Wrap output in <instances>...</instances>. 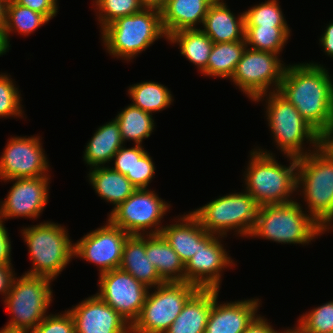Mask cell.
I'll list each match as a JSON object with an SVG mask.
<instances>
[{
  "label": "cell",
  "instance_id": "52a82bcc",
  "mask_svg": "<svg viewBox=\"0 0 333 333\" xmlns=\"http://www.w3.org/2000/svg\"><path fill=\"white\" fill-rule=\"evenodd\" d=\"M269 97V98H268ZM267 97V119L273 138L281 152L287 157H301L309 152L303 151L302 144L306 139L318 148L324 138L301 116L292 103L278 91L269 92Z\"/></svg>",
  "mask_w": 333,
  "mask_h": 333
},
{
  "label": "cell",
  "instance_id": "7dc6e473",
  "mask_svg": "<svg viewBox=\"0 0 333 333\" xmlns=\"http://www.w3.org/2000/svg\"><path fill=\"white\" fill-rule=\"evenodd\" d=\"M9 0H0V26L5 25Z\"/></svg>",
  "mask_w": 333,
  "mask_h": 333
},
{
  "label": "cell",
  "instance_id": "484cf974",
  "mask_svg": "<svg viewBox=\"0 0 333 333\" xmlns=\"http://www.w3.org/2000/svg\"><path fill=\"white\" fill-rule=\"evenodd\" d=\"M123 143L119 124L114 119L96 130L86 145L84 161L90 168L103 166L113 159L115 153L123 147Z\"/></svg>",
  "mask_w": 333,
  "mask_h": 333
},
{
  "label": "cell",
  "instance_id": "74e56055",
  "mask_svg": "<svg viewBox=\"0 0 333 333\" xmlns=\"http://www.w3.org/2000/svg\"><path fill=\"white\" fill-rule=\"evenodd\" d=\"M155 173V166L152 157L141 145H135V164L133 166V176H126L137 188H147Z\"/></svg>",
  "mask_w": 333,
  "mask_h": 333
},
{
  "label": "cell",
  "instance_id": "f1b7e54d",
  "mask_svg": "<svg viewBox=\"0 0 333 333\" xmlns=\"http://www.w3.org/2000/svg\"><path fill=\"white\" fill-rule=\"evenodd\" d=\"M246 47V41L214 43L203 75L231 79Z\"/></svg>",
  "mask_w": 333,
  "mask_h": 333
},
{
  "label": "cell",
  "instance_id": "7a4b0ae2",
  "mask_svg": "<svg viewBox=\"0 0 333 333\" xmlns=\"http://www.w3.org/2000/svg\"><path fill=\"white\" fill-rule=\"evenodd\" d=\"M308 151L297 157V188L303 186L309 215L329 230L333 221V146L323 142L313 152Z\"/></svg>",
  "mask_w": 333,
  "mask_h": 333
},
{
  "label": "cell",
  "instance_id": "2e32d148",
  "mask_svg": "<svg viewBox=\"0 0 333 333\" xmlns=\"http://www.w3.org/2000/svg\"><path fill=\"white\" fill-rule=\"evenodd\" d=\"M219 237V235L217 237L216 234L207 233L199 241L198 251L185 264V282L191 283L199 289L219 290L221 271L233 264L219 242Z\"/></svg>",
  "mask_w": 333,
  "mask_h": 333
},
{
  "label": "cell",
  "instance_id": "9c48e42d",
  "mask_svg": "<svg viewBox=\"0 0 333 333\" xmlns=\"http://www.w3.org/2000/svg\"><path fill=\"white\" fill-rule=\"evenodd\" d=\"M259 205L246 193H234L217 198L192 213L208 232L226 236L231 229L241 236H250L258 214Z\"/></svg>",
  "mask_w": 333,
  "mask_h": 333
},
{
  "label": "cell",
  "instance_id": "836d02e7",
  "mask_svg": "<svg viewBox=\"0 0 333 333\" xmlns=\"http://www.w3.org/2000/svg\"><path fill=\"white\" fill-rule=\"evenodd\" d=\"M244 16L245 26L288 27L277 0L253 6Z\"/></svg>",
  "mask_w": 333,
  "mask_h": 333
},
{
  "label": "cell",
  "instance_id": "f546056e",
  "mask_svg": "<svg viewBox=\"0 0 333 333\" xmlns=\"http://www.w3.org/2000/svg\"><path fill=\"white\" fill-rule=\"evenodd\" d=\"M115 120L118 122L123 142L133 140L141 145L144 138L150 137L154 129L152 115L130 104L122 110Z\"/></svg>",
  "mask_w": 333,
  "mask_h": 333
},
{
  "label": "cell",
  "instance_id": "ac0fdd59",
  "mask_svg": "<svg viewBox=\"0 0 333 333\" xmlns=\"http://www.w3.org/2000/svg\"><path fill=\"white\" fill-rule=\"evenodd\" d=\"M68 311L75 333H131V325L96 294Z\"/></svg>",
  "mask_w": 333,
  "mask_h": 333
},
{
  "label": "cell",
  "instance_id": "cb8c5ba5",
  "mask_svg": "<svg viewBox=\"0 0 333 333\" xmlns=\"http://www.w3.org/2000/svg\"><path fill=\"white\" fill-rule=\"evenodd\" d=\"M212 307V289H198L165 333H205Z\"/></svg>",
  "mask_w": 333,
  "mask_h": 333
},
{
  "label": "cell",
  "instance_id": "7bdbcfd3",
  "mask_svg": "<svg viewBox=\"0 0 333 333\" xmlns=\"http://www.w3.org/2000/svg\"><path fill=\"white\" fill-rule=\"evenodd\" d=\"M13 272L11 265H0V292L5 295V298L14 278Z\"/></svg>",
  "mask_w": 333,
  "mask_h": 333
},
{
  "label": "cell",
  "instance_id": "5b68a950",
  "mask_svg": "<svg viewBox=\"0 0 333 333\" xmlns=\"http://www.w3.org/2000/svg\"><path fill=\"white\" fill-rule=\"evenodd\" d=\"M167 35L161 11L144 8L133 15L120 17L102 29V39L110 55L133 59L155 40Z\"/></svg>",
  "mask_w": 333,
  "mask_h": 333
},
{
  "label": "cell",
  "instance_id": "f35d334b",
  "mask_svg": "<svg viewBox=\"0 0 333 333\" xmlns=\"http://www.w3.org/2000/svg\"><path fill=\"white\" fill-rule=\"evenodd\" d=\"M30 333H75L74 321L69 313L65 311L64 314L48 315L42 322L29 331Z\"/></svg>",
  "mask_w": 333,
  "mask_h": 333
},
{
  "label": "cell",
  "instance_id": "d6986e66",
  "mask_svg": "<svg viewBox=\"0 0 333 333\" xmlns=\"http://www.w3.org/2000/svg\"><path fill=\"white\" fill-rule=\"evenodd\" d=\"M218 289H212V307L205 333H244L258 316L259 299L218 304ZM256 315V316H255Z\"/></svg>",
  "mask_w": 333,
  "mask_h": 333
},
{
  "label": "cell",
  "instance_id": "816d5d0a",
  "mask_svg": "<svg viewBox=\"0 0 333 333\" xmlns=\"http://www.w3.org/2000/svg\"><path fill=\"white\" fill-rule=\"evenodd\" d=\"M324 142L328 145H331L333 146V136H327L325 139H324Z\"/></svg>",
  "mask_w": 333,
  "mask_h": 333
},
{
  "label": "cell",
  "instance_id": "4fadbf2b",
  "mask_svg": "<svg viewBox=\"0 0 333 333\" xmlns=\"http://www.w3.org/2000/svg\"><path fill=\"white\" fill-rule=\"evenodd\" d=\"M99 277L100 291L96 295L132 325L141 313L149 288L120 268Z\"/></svg>",
  "mask_w": 333,
  "mask_h": 333
},
{
  "label": "cell",
  "instance_id": "d6a6232c",
  "mask_svg": "<svg viewBox=\"0 0 333 333\" xmlns=\"http://www.w3.org/2000/svg\"><path fill=\"white\" fill-rule=\"evenodd\" d=\"M289 36L288 27L245 26L246 45L255 50L279 54Z\"/></svg>",
  "mask_w": 333,
  "mask_h": 333
},
{
  "label": "cell",
  "instance_id": "681fc988",
  "mask_svg": "<svg viewBox=\"0 0 333 333\" xmlns=\"http://www.w3.org/2000/svg\"><path fill=\"white\" fill-rule=\"evenodd\" d=\"M0 333H28L22 330H18V329H13V328H8V327H4L0 330Z\"/></svg>",
  "mask_w": 333,
  "mask_h": 333
},
{
  "label": "cell",
  "instance_id": "c3c4849f",
  "mask_svg": "<svg viewBox=\"0 0 333 333\" xmlns=\"http://www.w3.org/2000/svg\"><path fill=\"white\" fill-rule=\"evenodd\" d=\"M9 47L5 39L4 28L0 26V56L5 54L9 50Z\"/></svg>",
  "mask_w": 333,
  "mask_h": 333
},
{
  "label": "cell",
  "instance_id": "f5cc1de1",
  "mask_svg": "<svg viewBox=\"0 0 333 333\" xmlns=\"http://www.w3.org/2000/svg\"><path fill=\"white\" fill-rule=\"evenodd\" d=\"M328 136H333V127H332L330 133L328 134Z\"/></svg>",
  "mask_w": 333,
  "mask_h": 333
},
{
  "label": "cell",
  "instance_id": "1f68e13d",
  "mask_svg": "<svg viewBox=\"0 0 333 333\" xmlns=\"http://www.w3.org/2000/svg\"><path fill=\"white\" fill-rule=\"evenodd\" d=\"M49 20L41 13L23 7L13 0H9L7 6L4 35L9 46L10 32L16 30L19 34L29 35ZM14 28V29H13Z\"/></svg>",
  "mask_w": 333,
  "mask_h": 333
},
{
  "label": "cell",
  "instance_id": "e575fe53",
  "mask_svg": "<svg viewBox=\"0 0 333 333\" xmlns=\"http://www.w3.org/2000/svg\"><path fill=\"white\" fill-rule=\"evenodd\" d=\"M99 9V22L101 30L120 17L141 12L144 7L140 0H95Z\"/></svg>",
  "mask_w": 333,
  "mask_h": 333
},
{
  "label": "cell",
  "instance_id": "83f0119b",
  "mask_svg": "<svg viewBox=\"0 0 333 333\" xmlns=\"http://www.w3.org/2000/svg\"><path fill=\"white\" fill-rule=\"evenodd\" d=\"M167 39L179 44L180 53L197 65L201 73L206 70L214 43L200 28L176 31Z\"/></svg>",
  "mask_w": 333,
  "mask_h": 333
},
{
  "label": "cell",
  "instance_id": "603a6c76",
  "mask_svg": "<svg viewBox=\"0 0 333 333\" xmlns=\"http://www.w3.org/2000/svg\"><path fill=\"white\" fill-rule=\"evenodd\" d=\"M214 0H168L161 10L162 26L167 38L174 32L196 29L203 24L210 4Z\"/></svg>",
  "mask_w": 333,
  "mask_h": 333
},
{
  "label": "cell",
  "instance_id": "f907efd6",
  "mask_svg": "<svg viewBox=\"0 0 333 333\" xmlns=\"http://www.w3.org/2000/svg\"><path fill=\"white\" fill-rule=\"evenodd\" d=\"M281 333H304V332L299 327L296 326L295 329L294 328L293 329H288V330H286V332L283 331Z\"/></svg>",
  "mask_w": 333,
  "mask_h": 333
},
{
  "label": "cell",
  "instance_id": "d4e9b609",
  "mask_svg": "<svg viewBox=\"0 0 333 333\" xmlns=\"http://www.w3.org/2000/svg\"><path fill=\"white\" fill-rule=\"evenodd\" d=\"M146 256L165 282H184L185 265L161 234L146 233Z\"/></svg>",
  "mask_w": 333,
  "mask_h": 333
},
{
  "label": "cell",
  "instance_id": "5bb4252c",
  "mask_svg": "<svg viewBox=\"0 0 333 333\" xmlns=\"http://www.w3.org/2000/svg\"><path fill=\"white\" fill-rule=\"evenodd\" d=\"M130 236L109 220L105 226L87 233L74 245L73 256L99 265L100 274L120 267L123 247Z\"/></svg>",
  "mask_w": 333,
  "mask_h": 333
},
{
  "label": "cell",
  "instance_id": "44dd1931",
  "mask_svg": "<svg viewBox=\"0 0 333 333\" xmlns=\"http://www.w3.org/2000/svg\"><path fill=\"white\" fill-rule=\"evenodd\" d=\"M120 269L131 274L148 288L163 284L156 267L146 256V239L143 234L130 235L123 247Z\"/></svg>",
  "mask_w": 333,
  "mask_h": 333
},
{
  "label": "cell",
  "instance_id": "d590c367",
  "mask_svg": "<svg viewBox=\"0 0 333 333\" xmlns=\"http://www.w3.org/2000/svg\"><path fill=\"white\" fill-rule=\"evenodd\" d=\"M298 322L304 333H330L333 329V301L302 315Z\"/></svg>",
  "mask_w": 333,
  "mask_h": 333
},
{
  "label": "cell",
  "instance_id": "8992f818",
  "mask_svg": "<svg viewBox=\"0 0 333 333\" xmlns=\"http://www.w3.org/2000/svg\"><path fill=\"white\" fill-rule=\"evenodd\" d=\"M21 231L33 261V268L25 274L54 280L74 257L67 230L60 224L45 222Z\"/></svg>",
  "mask_w": 333,
  "mask_h": 333
},
{
  "label": "cell",
  "instance_id": "4dcf8cb0",
  "mask_svg": "<svg viewBox=\"0 0 333 333\" xmlns=\"http://www.w3.org/2000/svg\"><path fill=\"white\" fill-rule=\"evenodd\" d=\"M128 94L133 99L132 105L152 115V112L163 110L173 101L171 92L162 84L142 82L129 87Z\"/></svg>",
  "mask_w": 333,
  "mask_h": 333
},
{
  "label": "cell",
  "instance_id": "30bf717a",
  "mask_svg": "<svg viewBox=\"0 0 333 333\" xmlns=\"http://www.w3.org/2000/svg\"><path fill=\"white\" fill-rule=\"evenodd\" d=\"M147 294L131 333H165L175 321L188 299L199 289L188 282H164Z\"/></svg>",
  "mask_w": 333,
  "mask_h": 333
},
{
  "label": "cell",
  "instance_id": "ee69618b",
  "mask_svg": "<svg viewBox=\"0 0 333 333\" xmlns=\"http://www.w3.org/2000/svg\"><path fill=\"white\" fill-rule=\"evenodd\" d=\"M266 320L267 319H263L261 316H257L244 333H279L277 330L275 331Z\"/></svg>",
  "mask_w": 333,
  "mask_h": 333
},
{
  "label": "cell",
  "instance_id": "7c38bea8",
  "mask_svg": "<svg viewBox=\"0 0 333 333\" xmlns=\"http://www.w3.org/2000/svg\"><path fill=\"white\" fill-rule=\"evenodd\" d=\"M147 189H136L124 202L112 209L108 220L130 235L144 234L145 230L152 227L155 229H151L149 234H160L163 226L160 227L159 223L170 205L153 193L155 191Z\"/></svg>",
  "mask_w": 333,
  "mask_h": 333
},
{
  "label": "cell",
  "instance_id": "ba28073f",
  "mask_svg": "<svg viewBox=\"0 0 333 333\" xmlns=\"http://www.w3.org/2000/svg\"><path fill=\"white\" fill-rule=\"evenodd\" d=\"M51 280L27 274L13 278L4 300L7 311L13 314L6 327L29 332L42 322L52 301Z\"/></svg>",
  "mask_w": 333,
  "mask_h": 333
},
{
  "label": "cell",
  "instance_id": "60d3db41",
  "mask_svg": "<svg viewBox=\"0 0 333 333\" xmlns=\"http://www.w3.org/2000/svg\"><path fill=\"white\" fill-rule=\"evenodd\" d=\"M15 3L43 14L51 20L57 14V0H13Z\"/></svg>",
  "mask_w": 333,
  "mask_h": 333
},
{
  "label": "cell",
  "instance_id": "b9f144b4",
  "mask_svg": "<svg viewBox=\"0 0 333 333\" xmlns=\"http://www.w3.org/2000/svg\"><path fill=\"white\" fill-rule=\"evenodd\" d=\"M11 241L0 218V265H11Z\"/></svg>",
  "mask_w": 333,
  "mask_h": 333
},
{
  "label": "cell",
  "instance_id": "f6af8a7d",
  "mask_svg": "<svg viewBox=\"0 0 333 333\" xmlns=\"http://www.w3.org/2000/svg\"><path fill=\"white\" fill-rule=\"evenodd\" d=\"M324 31L320 39L321 45L324 48V52H326L328 56L333 57V23H330Z\"/></svg>",
  "mask_w": 333,
  "mask_h": 333
},
{
  "label": "cell",
  "instance_id": "8d00e7d4",
  "mask_svg": "<svg viewBox=\"0 0 333 333\" xmlns=\"http://www.w3.org/2000/svg\"><path fill=\"white\" fill-rule=\"evenodd\" d=\"M6 74H0V117L22 115L20 94Z\"/></svg>",
  "mask_w": 333,
  "mask_h": 333
},
{
  "label": "cell",
  "instance_id": "e0dca14e",
  "mask_svg": "<svg viewBox=\"0 0 333 333\" xmlns=\"http://www.w3.org/2000/svg\"><path fill=\"white\" fill-rule=\"evenodd\" d=\"M48 176L8 179L16 181L0 205V218H38L48 203Z\"/></svg>",
  "mask_w": 333,
  "mask_h": 333
},
{
  "label": "cell",
  "instance_id": "4316f807",
  "mask_svg": "<svg viewBox=\"0 0 333 333\" xmlns=\"http://www.w3.org/2000/svg\"><path fill=\"white\" fill-rule=\"evenodd\" d=\"M88 175L96 193L101 199L112 202L115 205L114 208L124 202L137 189L126 176L108 166L91 168Z\"/></svg>",
  "mask_w": 333,
  "mask_h": 333
},
{
  "label": "cell",
  "instance_id": "7402d4cb",
  "mask_svg": "<svg viewBox=\"0 0 333 333\" xmlns=\"http://www.w3.org/2000/svg\"><path fill=\"white\" fill-rule=\"evenodd\" d=\"M182 222L166 225L161 235L178 254L184 265L198 251L199 241L208 233L198 218L190 212L178 219Z\"/></svg>",
  "mask_w": 333,
  "mask_h": 333
},
{
  "label": "cell",
  "instance_id": "ab89813d",
  "mask_svg": "<svg viewBox=\"0 0 333 333\" xmlns=\"http://www.w3.org/2000/svg\"><path fill=\"white\" fill-rule=\"evenodd\" d=\"M115 158V159H114ZM114 171L120 172L124 176H133V166L135 164V147H121L114 155Z\"/></svg>",
  "mask_w": 333,
  "mask_h": 333
},
{
  "label": "cell",
  "instance_id": "9a60e30c",
  "mask_svg": "<svg viewBox=\"0 0 333 333\" xmlns=\"http://www.w3.org/2000/svg\"><path fill=\"white\" fill-rule=\"evenodd\" d=\"M41 144L39 137H12L0 158V179L48 176L49 165Z\"/></svg>",
  "mask_w": 333,
  "mask_h": 333
},
{
  "label": "cell",
  "instance_id": "bcb514c9",
  "mask_svg": "<svg viewBox=\"0 0 333 333\" xmlns=\"http://www.w3.org/2000/svg\"><path fill=\"white\" fill-rule=\"evenodd\" d=\"M144 8L156 9L161 11L167 4L168 0H140Z\"/></svg>",
  "mask_w": 333,
  "mask_h": 333
},
{
  "label": "cell",
  "instance_id": "8fae6325",
  "mask_svg": "<svg viewBox=\"0 0 333 333\" xmlns=\"http://www.w3.org/2000/svg\"><path fill=\"white\" fill-rule=\"evenodd\" d=\"M285 69L286 66L281 63L277 54L247 46L231 80L252 101L258 102L267 95L271 84L272 87L275 86L272 91H278Z\"/></svg>",
  "mask_w": 333,
  "mask_h": 333
},
{
  "label": "cell",
  "instance_id": "3957f363",
  "mask_svg": "<svg viewBox=\"0 0 333 333\" xmlns=\"http://www.w3.org/2000/svg\"><path fill=\"white\" fill-rule=\"evenodd\" d=\"M250 154L245 184L256 203L263 206L293 202L290 195L297 190V157L289 156L290 166L286 167L280 165L272 153L262 149Z\"/></svg>",
  "mask_w": 333,
  "mask_h": 333
},
{
  "label": "cell",
  "instance_id": "ffe728a7",
  "mask_svg": "<svg viewBox=\"0 0 333 333\" xmlns=\"http://www.w3.org/2000/svg\"><path fill=\"white\" fill-rule=\"evenodd\" d=\"M201 29L213 43L245 41V16L238 19L222 0H214L204 18Z\"/></svg>",
  "mask_w": 333,
  "mask_h": 333
},
{
  "label": "cell",
  "instance_id": "277c9868",
  "mask_svg": "<svg viewBox=\"0 0 333 333\" xmlns=\"http://www.w3.org/2000/svg\"><path fill=\"white\" fill-rule=\"evenodd\" d=\"M326 230L302 211L298 202L259 206L250 237L278 243L307 244Z\"/></svg>",
  "mask_w": 333,
  "mask_h": 333
},
{
  "label": "cell",
  "instance_id": "6da1fadb",
  "mask_svg": "<svg viewBox=\"0 0 333 333\" xmlns=\"http://www.w3.org/2000/svg\"><path fill=\"white\" fill-rule=\"evenodd\" d=\"M317 63L289 65L278 92L324 139L333 127V82Z\"/></svg>",
  "mask_w": 333,
  "mask_h": 333
}]
</instances>
